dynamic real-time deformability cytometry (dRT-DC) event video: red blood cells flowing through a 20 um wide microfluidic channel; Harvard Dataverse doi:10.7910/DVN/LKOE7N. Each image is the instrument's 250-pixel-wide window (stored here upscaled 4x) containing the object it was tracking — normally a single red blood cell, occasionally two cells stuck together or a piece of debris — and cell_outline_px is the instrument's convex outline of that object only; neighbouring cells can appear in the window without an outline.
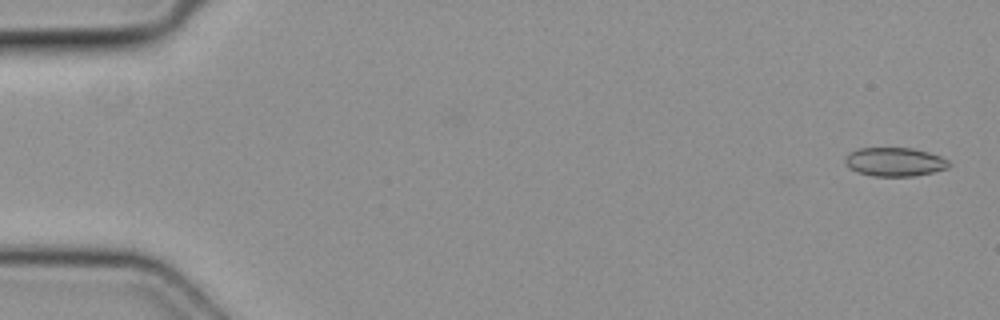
{"species": "common noctule bat (a hibernating species)", "species_latin": "Nyctalus noctula", "temperature_condition": "cold", "stored_images_in_passage": 4, "camera_frame_rate_fps": 3000, "um_per_image_px": 0.085, "animal": {"sex": "female", "body_mass_g": 19.3, "forearm_length_mm": 54.1}, "frame": {"image": 1, "passage_image": 1, "time_ms": 0.0, "image_size_px": [1000, 320], "cell_outline_px": [[948, 168], [932, 172], [912, 176], [872, 176], [856, 172], [848, 168], [844, 160], [848, 152], [860, 148], [912, 148], [928, 152], [940, 156], [948, 160]], "centroid_in_image_um": [76.0, 13.76], "position_along_channel_um": 9.0, "area_um2": 17.4}}